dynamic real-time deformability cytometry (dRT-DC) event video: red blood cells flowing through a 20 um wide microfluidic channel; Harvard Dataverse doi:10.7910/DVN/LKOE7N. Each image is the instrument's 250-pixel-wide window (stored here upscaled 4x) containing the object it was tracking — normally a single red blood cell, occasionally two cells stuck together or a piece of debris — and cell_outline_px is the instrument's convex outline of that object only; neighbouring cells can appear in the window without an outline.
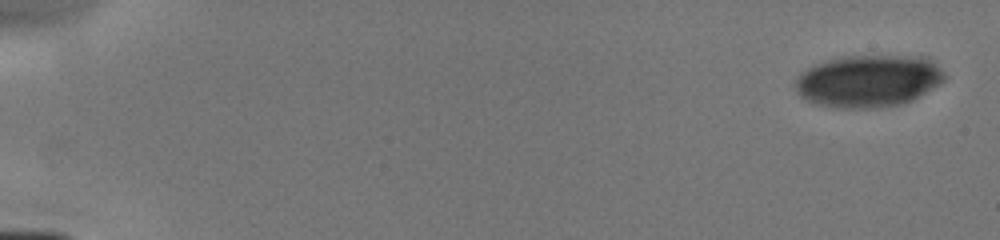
{"species": "human", "species_latin": "Homo sapiens", "temperature_condition": "cold", "stored_images_in_passage": 8, "camera_frame_rate_fps": 3000, "um_per_image_px": 0.085, "donor": {"sex": "male"}, "frame": {"image": 1, "passage_image": 1, "time_ms": 0.0, "image_size_px": [1000, 240], "cell_outline_px": [[948, 76], [940, 84], [912, 100], [900, 104], [880, 108], [836, 108], [816, 104], [800, 96], [796, 92], [796, 80], [812, 64], [824, 60], [840, 56], [928, 56]], "centroid_in_image_um": [73.84, 6.87], "position_along_channel_um": 11.2, "area_um2": 45.78}}
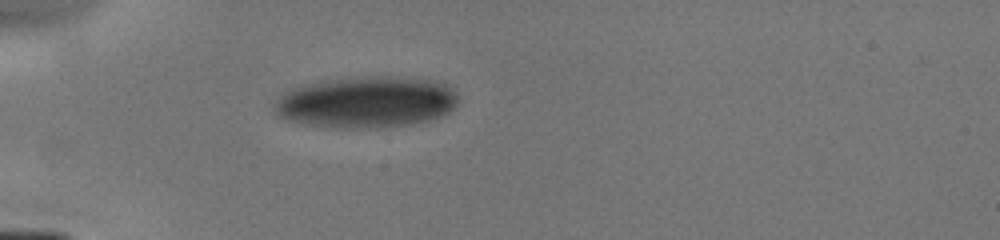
{"frame": {"image": 2, "passage_image": 6, "time_ms": 4.667, "image_size_px": [1000, 240], "cell_outline_px": [[456, 104], [448, 112], [440, 116], [428, 120], [412, 124], [384, 128], [332, 128], [308, 124], [288, 120], [280, 116], [276, 108], [276, 104], [280, 96], [288, 88], [304, 84], [328, 80], [360, 76], [392, 76], [432, 80], [448, 84], [452, 88], [456, 96]], "centroid_in_image_um": [31.15, 8.68], "position_along_channel_um": 53.8, "area_um2": 55.14}}
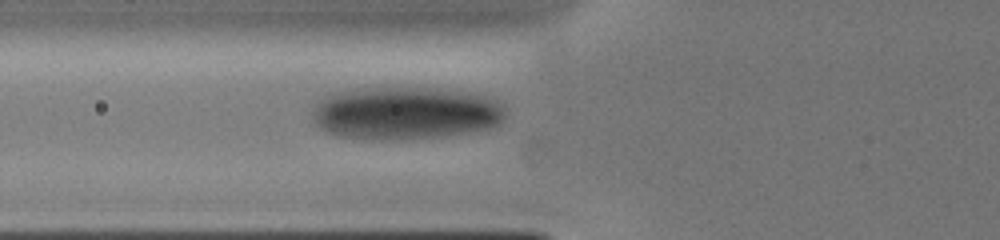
{"frame": {"image": 3, "passage_image": 8, "time_ms": 6.0, "image_size_px": [1000, 240], "cell_outline_px": [[504, 120], [500, 124], [492, 128], [468, 132], [440, 136], [380, 140], [340, 136], [328, 132], [320, 128], [316, 124], [312, 116], [312, 112], [316, 104], [320, 100], [328, 96], [340, 92], [368, 88], [436, 88], [476, 92], [492, 96], [500, 100], [504, 104]], "centroid_in_image_um": [34.57, 9.6], "position_along_channel_um": 91.2, "area_um2": 59.59}}